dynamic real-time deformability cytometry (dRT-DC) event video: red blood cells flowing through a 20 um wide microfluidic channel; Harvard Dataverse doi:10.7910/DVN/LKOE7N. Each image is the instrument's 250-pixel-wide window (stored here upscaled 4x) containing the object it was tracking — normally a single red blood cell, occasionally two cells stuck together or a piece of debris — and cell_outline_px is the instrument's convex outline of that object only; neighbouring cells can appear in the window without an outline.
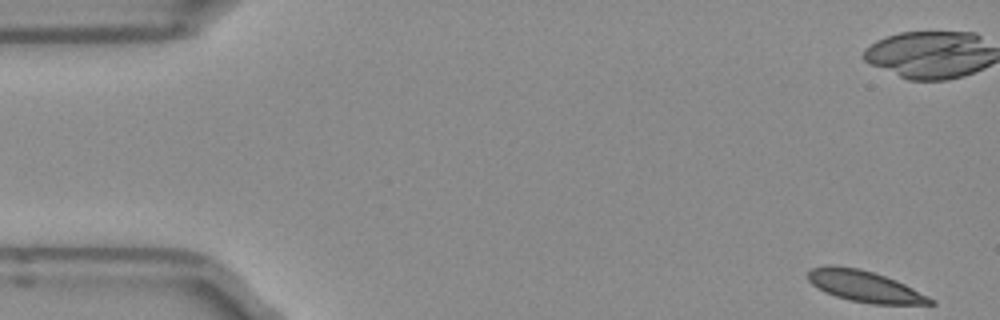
{"species": "Egyptian fruit bat (a non-hibernating species)", "species_latin": "Rousettus aegyptiacus", "temperature_condition": "room temperature", "stored_images_in_passage": 51, "camera_frame_rate_fps": 3000, "um_per_image_px": 0.085, "frame": {"image": 1, "passage_image": 1, "time_ms": 0.0, "image_size_px": [1000, 320], "cell_outline_px": [[936, 304], [872, 304], [852, 300], [836, 296], [824, 292], [816, 288], [808, 280], [808, 272], [812, 268], [824, 264], [832, 264], [860, 268], [896, 280], [936, 300]], "centroid_in_image_um": [73.46, 24.32], "position_along_channel_um": 11.5, "area_um2": 22.31}, "authors_computed_cell_mechanics": {"area_um2": 22.7154, "velocity_mm_per_s": 3.8943, "shape_relaxation_time_tau1_ms": 6.0441, "shape_relaxation_time_tau2_ms": null, "deformation_change_tau1": 0.1102, "deformation_change_tau2": null}}